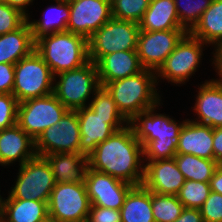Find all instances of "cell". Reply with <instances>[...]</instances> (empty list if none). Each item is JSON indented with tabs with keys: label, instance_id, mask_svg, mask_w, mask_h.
<instances>
[{
	"label": "cell",
	"instance_id": "obj_1",
	"mask_svg": "<svg viewBox=\"0 0 222 222\" xmlns=\"http://www.w3.org/2000/svg\"><path fill=\"white\" fill-rule=\"evenodd\" d=\"M88 167L133 186L142 185L144 179L143 147L128 124L115 131L87 156Z\"/></svg>",
	"mask_w": 222,
	"mask_h": 222
},
{
	"label": "cell",
	"instance_id": "obj_2",
	"mask_svg": "<svg viewBox=\"0 0 222 222\" xmlns=\"http://www.w3.org/2000/svg\"><path fill=\"white\" fill-rule=\"evenodd\" d=\"M161 104L140 112L129 122L143 147L144 161L174 158L180 131L187 120L180 122L167 114L156 113Z\"/></svg>",
	"mask_w": 222,
	"mask_h": 222
},
{
	"label": "cell",
	"instance_id": "obj_3",
	"mask_svg": "<svg viewBox=\"0 0 222 222\" xmlns=\"http://www.w3.org/2000/svg\"><path fill=\"white\" fill-rule=\"evenodd\" d=\"M157 86L155 71L143 69L135 75L109 82L104 87L112 95L119 112L130 122L140 112L162 101Z\"/></svg>",
	"mask_w": 222,
	"mask_h": 222
},
{
	"label": "cell",
	"instance_id": "obj_4",
	"mask_svg": "<svg viewBox=\"0 0 222 222\" xmlns=\"http://www.w3.org/2000/svg\"><path fill=\"white\" fill-rule=\"evenodd\" d=\"M35 50L54 76L78 69L88 63V39L69 31L44 35L35 41Z\"/></svg>",
	"mask_w": 222,
	"mask_h": 222
},
{
	"label": "cell",
	"instance_id": "obj_5",
	"mask_svg": "<svg viewBox=\"0 0 222 222\" xmlns=\"http://www.w3.org/2000/svg\"><path fill=\"white\" fill-rule=\"evenodd\" d=\"M100 87L96 64L89 61L78 69L54 76L53 94L68 110L76 111L88 106L91 95Z\"/></svg>",
	"mask_w": 222,
	"mask_h": 222
},
{
	"label": "cell",
	"instance_id": "obj_6",
	"mask_svg": "<svg viewBox=\"0 0 222 222\" xmlns=\"http://www.w3.org/2000/svg\"><path fill=\"white\" fill-rule=\"evenodd\" d=\"M12 94L18 102L45 97L53 93L54 75L48 64L34 50L15 64Z\"/></svg>",
	"mask_w": 222,
	"mask_h": 222
},
{
	"label": "cell",
	"instance_id": "obj_7",
	"mask_svg": "<svg viewBox=\"0 0 222 222\" xmlns=\"http://www.w3.org/2000/svg\"><path fill=\"white\" fill-rule=\"evenodd\" d=\"M15 184L10 187L7 199L48 202L55 186L51 165L45 157L36 155L19 166Z\"/></svg>",
	"mask_w": 222,
	"mask_h": 222
},
{
	"label": "cell",
	"instance_id": "obj_8",
	"mask_svg": "<svg viewBox=\"0 0 222 222\" xmlns=\"http://www.w3.org/2000/svg\"><path fill=\"white\" fill-rule=\"evenodd\" d=\"M204 45L208 47L207 44L187 33L155 72L157 84L160 80H166L177 86L188 82L199 70L204 55Z\"/></svg>",
	"mask_w": 222,
	"mask_h": 222
},
{
	"label": "cell",
	"instance_id": "obj_9",
	"mask_svg": "<svg viewBox=\"0 0 222 222\" xmlns=\"http://www.w3.org/2000/svg\"><path fill=\"white\" fill-rule=\"evenodd\" d=\"M139 24L111 18L89 39V60L95 64L105 55L137 49Z\"/></svg>",
	"mask_w": 222,
	"mask_h": 222
},
{
	"label": "cell",
	"instance_id": "obj_10",
	"mask_svg": "<svg viewBox=\"0 0 222 222\" xmlns=\"http://www.w3.org/2000/svg\"><path fill=\"white\" fill-rule=\"evenodd\" d=\"M47 205L57 222H86L91 206L84 182L55 183Z\"/></svg>",
	"mask_w": 222,
	"mask_h": 222
},
{
	"label": "cell",
	"instance_id": "obj_11",
	"mask_svg": "<svg viewBox=\"0 0 222 222\" xmlns=\"http://www.w3.org/2000/svg\"><path fill=\"white\" fill-rule=\"evenodd\" d=\"M68 109L52 93L18 105L17 125L34 141L47 128L60 121Z\"/></svg>",
	"mask_w": 222,
	"mask_h": 222
},
{
	"label": "cell",
	"instance_id": "obj_12",
	"mask_svg": "<svg viewBox=\"0 0 222 222\" xmlns=\"http://www.w3.org/2000/svg\"><path fill=\"white\" fill-rule=\"evenodd\" d=\"M80 138L77 111L68 110L59 122L45 129L35 140L36 155L80 153Z\"/></svg>",
	"mask_w": 222,
	"mask_h": 222
},
{
	"label": "cell",
	"instance_id": "obj_13",
	"mask_svg": "<svg viewBox=\"0 0 222 222\" xmlns=\"http://www.w3.org/2000/svg\"><path fill=\"white\" fill-rule=\"evenodd\" d=\"M187 33L185 29L139 30L136 51L142 67L156 72Z\"/></svg>",
	"mask_w": 222,
	"mask_h": 222
},
{
	"label": "cell",
	"instance_id": "obj_14",
	"mask_svg": "<svg viewBox=\"0 0 222 222\" xmlns=\"http://www.w3.org/2000/svg\"><path fill=\"white\" fill-rule=\"evenodd\" d=\"M70 19L66 31L89 39L112 18L111 0H68Z\"/></svg>",
	"mask_w": 222,
	"mask_h": 222
},
{
	"label": "cell",
	"instance_id": "obj_15",
	"mask_svg": "<svg viewBox=\"0 0 222 222\" xmlns=\"http://www.w3.org/2000/svg\"><path fill=\"white\" fill-rule=\"evenodd\" d=\"M84 183L91 206L116 210L121 209L127 194L134 187L127 182L89 167L86 169Z\"/></svg>",
	"mask_w": 222,
	"mask_h": 222
},
{
	"label": "cell",
	"instance_id": "obj_16",
	"mask_svg": "<svg viewBox=\"0 0 222 222\" xmlns=\"http://www.w3.org/2000/svg\"><path fill=\"white\" fill-rule=\"evenodd\" d=\"M80 127V154L88 156L98 144L129 124L125 118H102L86 106L76 110Z\"/></svg>",
	"mask_w": 222,
	"mask_h": 222
},
{
	"label": "cell",
	"instance_id": "obj_17",
	"mask_svg": "<svg viewBox=\"0 0 222 222\" xmlns=\"http://www.w3.org/2000/svg\"><path fill=\"white\" fill-rule=\"evenodd\" d=\"M142 185L150 192L177 196L185 183L174 158L157 161H144Z\"/></svg>",
	"mask_w": 222,
	"mask_h": 222
},
{
	"label": "cell",
	"instance_id": "obj_18",
	"mask_svg": "<svg viewBox=\"0 0 222 222\" xmlns=\"http://www.w3.org/2000/svg\"><path fill=\"white\" fill-rule=\"evenodd\" d=\"M196 92L195 105L191 109L197 116L191 121L212 128L222 127V79L205 80Z\"/></svg>",
	"mask_w": 222,
	"mask_h": 222
},
{
	"label": "cell",
	"instance_id": "obj_19",
	"mask_svg": "<svg viewBox=\"0 0 222 222\" xmlns=\"http://www.w3.org/2000/svg\"><path fill=\"white\" fill-rule=\"evenodd\" d=\"M36 156L35 141L17 124L0 131V165L19 166Z\"/></svg>",
	"mask_w": 222,
	"mask_h": 222
},
{
	"label": "cell",
	"instance_id": "obj_20",
	"mask_svg": "<svg viewBox=\"0 0 222 222\" xmlns=\"http://www.w3.org/2000/svg\"><path fill=\"white\" fill-rule=\"evenodd\" d=\"M96 67L102 87L109 82L135 75L144 69L136 50L105 55L96 63Z\"/></svg>",
	"mask_w": 222,
	"mask_h": 222
},
{
	"label": "cell",
	"instance_id": "obj_21",
	"mask_svg": "<svg viewBox=\"0 0 222 222\" xmlns=\"http://www.w3.org/2000/svg\"><path fill=\"white\" fill-rule=\"evenodd\" d=\"M176 154L214 159L213 128L187 119L179 134Z\"/></svg>",
	"mask_w": 222,
	"mask_h": 222
},
{
	"label": "cell",
	"instance_id": "obj_22",
	"mask_svg": "<svg viewBox=\"0 0 222 222\" xmlns=\"http://www.w3.org/2000/svg\"><path fill=\"white\" fill-rule=\"evenodd\" d=\"M54 176L55 183H82L88 167L87 156L80 153H53L44 156Z\"/></svg>",
	"mask_w": 222,
	"mask_h": 222
},
{
	"label": "cell",
	"instance_id": "obj_23",
	"mask_svg": "<svg viewBox=\"0 0 222 222\" xmlns=\"http://www.w3.org/2000/svg\"><path fill=\"white\" fill-rule=\"evenodd\" d=\"M35 50L28 20L18 29L0 35V63L16 64Z\"/></svg>",
	"mask_w": 222,
	"mask_h": 222
},
{
	"label": "cell",
	"instance_id": "obj_24",
	"mask_svg": "<svg viewBox=\"0 0 222 222\" xmlns=\"http://www.w3.org/2000/svg\"><path fill=\"white\" fill-rule=\"evenodd\" d=\"M139 28L143 31L184 29L180 24L174 0H150Z\"/></svg>",
	"mask_w": 222,
	"mask_h": 222
},
{
	"label": "cell",
	"instance_id": "obj_25",
	"mask_svg": "<svg viewBox=\"0 0 222 222\" xmlns=\"http://www.w3.org/2000/svg\"><path fill=\"white\" fill-rule=\"evenodd\" d=\"M47 203L3 198L0 206V220L2 222H40L48 216Z\"/></svg>",
	"mask_w": 222,
	"mask_h": 222
},
{
	"label": "cell",
	"instance_id": "obj_26",
	"mask_svg": "<svg viewBox=\"0 0 222 222\" xmlns=\"http://www.w3.org/2000/svg\"><path fill=\"white\" fill-rule=\"evenodd\" d=\"M215 51L222 44V0H213L199 21L188 32Z\"/></svg>",
	"mask_w": 222,
	"mask_h": 222
},
{
	"label": "cell",
	"instance_id": "obj_27",
	"mask_svg": "<svg viewBox=\"0 0 222 222\" xmlns=\"http://www.w3.org/2000/svg\"><path fill=\"white\" fill-rule=\"evenodd\" d=\"M53 1L56 4L47 6L41 19L30 21V18H27L34 41L44 35L66 31L67 23L70 19L69 1Z\"/></svg>",
	"mask_w": 222,
	"mask_h": 222
},
{
	"label": "cell",
	"instance_id": "obj_28",
	"mask_svg": "<svg viewBox=\"0 0 222 222\" xmlns=\"http://www.w3.org/2000/svg\"><path fill=\"white\" fill-rule=\"evenodd\" d=\"M121 222H155L152 212V192L143 185L134 186L120 209Z\"/></svg>",
	"mask_w": 222,
	"mask_h": 222
},
{
	"label": "cell",
	"instance_id": "obj_29",
	"mask_svg": "<svg viewBox=\"0 0 222 222\" xmlns=\"http://www.w3.org/2000/svg\"><path fill=\"white\" fill-rule=\"evenodd\" d=\"M176 164L185 180L210 182L219 164L214 159H206L191 154H176Z\"/></svg>",
	"mask_w": 222,
	"mask_h": 222
},
{
	"label": "cell",
	"instance_id": "obj_30",
	"mask_svg": "<svg viewBox=\"0 0 222 222\" xmlns=\"http://www.w3.org/2000/svg\"><path fill=\"white\" fill-rule=\"evenodd\" d=\"M184 208L177 196L152 192V212L155 222H174Z\"/></svg>",
	"mask_w": 222,
	"mask_h": 222
},
{
	"label": "cell",
	"instance_id": "obj_31",
	"mask_svg": "<svg viewBox=\"0 0 222 222\" xmlns=\"http://www.w3.org/2000/svg\"><path fill=\"white\" fill-rule=\"evenodd\" d=\"M181 26L189 32L213 0H174Z\"/></svg>",
	"mask_w": 222,
	"mask_h": 222
},
{
	"label": "cell",
	"instance_id": "obj_32",
	"mask_svg": "<svg viewBox=\"0 0 222 222\" xmlns=\"http://www.w3.org/2000/svg\"><path fill=\"white\" fill-rule=\"evenodd\" d=\"M210 192V182L185 180L177 197L185 208L200 209Z\"/></svg>",
	"mask_w": 222,
	"mask_h": 222
},
{
	"label": "cell",
	"instance_id": "obj_33",
	"mask_svg": "<svg viewBox=\"0 0 222 222\" xmlns=\"http://www.w3.org/2000/svg\"><path fill=\"white\" fill-rule=\"evenodd\" d=\"M149 2L150 0H111L112 18L139 24Z\"/></svg>",
	"mask_w": 222,
	"mask_h": 222
},
{
	"label": "cell",
	"instance_id": "obj_34",
	"mask_svg": "<svg viewBox=\"0 0 222 222\" xmlns=\"http://www.w3.org/2000/svg\"><path fill=\"white\" fill-rule=\"evenodd\" d=\"M88 107L102 118H124L119 112L112 95L102 86L92 96Z\"/></svg>",
	"mask_w": 222,
	"mask_h": 222
},
{
	"label": "cell",
	"instance_id": "obj_35",
	"mask_svg": "<svg viewBox=\"0 0 222 222\" xmlns=\"http://www.w3.org/2000/svg\"><path fill=\"white\" fill-rule=\"evenodd\" d=\"M27 21V16L20 10L0 1V35L20 28Z\"/></svg>",
	"mask_w": 222,
	"mask_h": 222
},
{
	"label": "cell",
	"instance_id": "obj_36",
	"mask_svg": "<svg viewBox=\"0 0 222 222\" xmlns=\"http://www.w3.org/2000/svg\"><path fill=\"white\" fill-rule=\"evenodd\" d=\"M18 105L13 94L0 93V131L17 124Z\"/></svg>",
	"mask_w": 222,
	"mask_h": 222
},
{
	"label": "cell",
	"instance_id": "obj_37",
	"mask_svg": "<svg viewBox=\"0 0 222 222\" xmlns=\"http://www.w3.org/2000/svg\"><path fill=\"white\" fill-rule=\"evenodd\" d=\"M200 212L204 222H222V194L211 191Z\"/></svg>",
	"mask_w": 222,
	"mask_h": 222
},
{
	"label": "cell",
	"instance_id": "obj_38",
	"mask_svg": "<svg viewBox=\"0 0 222 222\" xmlns=\"http://www.w3.org/2000/svg\"><path fill=\"white\" fill-rule=\"evenodd\" d=\"M86 222H121L120 210L90 206Z\"/></svg>",
	"mask_w": 222,
	"mask_h": 222
},
{
	"label": "cell",
	"instance_id": "obj_39",
	"mask_svg": "<svg viewBox=\"0 0 222 222\" xmlns=\"http://www.w3.org/2000/svg\"><path fill=\"white\" fill-rule=\"evenodd\" d=\"M15 65L0 63V93L12 94L15 81Z\"/></svg>",
	"mask_w": 222,
	"mask_h": 222
},
{
	"label": "cell",
	"instance_id": "obj_40",
	"mask_svg": "<svg viewBox=\"0 0 222 222\" xmlns=\"http://www.w3.org/2000/svg\"><path fill=\"white\" fill-rule=\"evenodd\" d=\"M214 160L222 164V127L213 128Z\"/></svg>",
	"mask_w": 222,
	"mask_h": 222
},
{
	"label": "cell",
	"instance_id": "obj_41",
	"mask_svg": "<svg viewBox=\"0 0 222 222\" xmlns=\"http://www.w3.org/2000/svg\"><path fill=\"white\" fill-rule=\"evenodd\" d=\"M174 222H204L200 209L184 208Z\"/></svg>",
	"mask_w": 222,
	"mask_h": 222
},
{
	"label": "cell",
	"instance_id": "obj_42",
	"mask_svg": "<svg viewBox=\"0 0 222 222\" xmlns=\"http://www.w3.org/2000/svg\"><path fill=\"white\" fill-rule=\"evenodd\" d=\"M210 188L212 192L222 194V164L215 169L213 177L210 180Z\"/></svg>",
	"mask_w": 222,
	"mask_h": 222
},
{
	"label": "cell",
	"instance_id": "obj_43",
	"mask_svg": "<svg viewBox=\"0 0 222 222\" xmlns=\"http://www.w3.org/2000/svg\"><path fill=\"white\" fill-rule=\"evenodd\" d=\"M9 4L11 7H14L20 10L27 18H30L29 10H27V6L31 5L34 0H2Z\"/></svg>",
	"mask_w": 222,
	"mask_h": 222
},
{
	"label": "cell",
	"instance_id": "obj_44",
	"mask_svg": "<svg viewBox=\"0 0 222 222\" xmlns=\"http://www.w3.org/2000/svg\"><path fill=\"white\" fill-rule=\"evenodd\" d=\"M212 54V66L214 65L218 78L222 79V44Z\"/></svg>",
	"mask_w": 222,
	"mask_h": 222
},
{
	"label": "cell",
	"instance_id": "obj_45",
	"mask_svg": "<svg viewBox=\"0 0 222 222\" xmlns=\"http://www.w3.org/2000/svg\"><path fill=\"white\" fill-rule=\"evenodd\" d=\"M40 222H57L55 219H53L50 216H47L44 220L40 221Z\"/></svg>",
	"mask_w": 222,
	"mask_h": 222
},
{
	"label": "cell",
	"instance_id": "obj_46",
	"mask_svg": "<svg viewBox=\"0 0 222 222\" xmlns=\"http://www.w3.org/2000/svg\"><path fill=\"white\" fill-rule=\"evenodd\" d=\"M1 191V190H0ZM3 197L0 194V206H1V201H2Z\"/></svg>",
	"mask_w": 222,
	"mask_h": 222
}]
</instances>
